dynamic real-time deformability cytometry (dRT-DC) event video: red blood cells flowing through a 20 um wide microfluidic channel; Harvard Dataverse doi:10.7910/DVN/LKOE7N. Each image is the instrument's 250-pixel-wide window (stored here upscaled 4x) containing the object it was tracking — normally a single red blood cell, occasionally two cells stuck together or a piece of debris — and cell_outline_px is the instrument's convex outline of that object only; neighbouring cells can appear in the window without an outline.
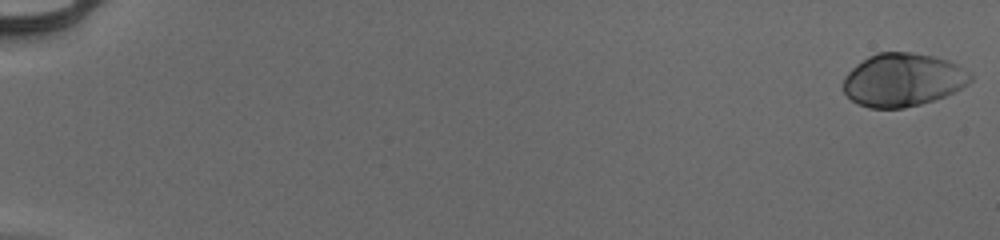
{"species": "human", "species_latin": "Homo sapiens", "temperature_condition": "cold", "stored_images_in_passage": 55, "camera_frame_rate_fps": 3000, "um_per_image_px": 0.085, "donor": {"sex": "male"}, "frame": {"image": 1, "passage_image": 1, "time_ms": 0.0, "image_size_px": [1000, 240], "cell_outline_px": [[972, 80], [968, 84], [944, 96], [920, 104], [904, 108], [868, 108], [852, 100], [844, 92], [844, 76], [856, 64], [868, 56], [876, 52], [912, 52], [936, 56], [948, 60], [972, 72]], "centroid_in_image_um": [76.75, 6.77], "position_along_channel_um": 8.3, "area_um2": 39.48}}
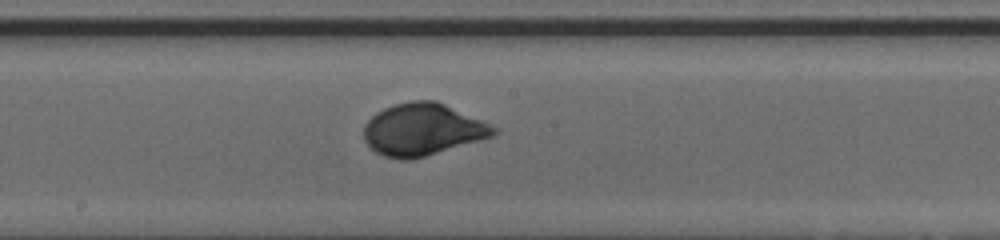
{"frame": {"image": 2, "passage_image": 32, "time_ms": 10.333, "image_size_px": [1000, 240], "cell_outline_px": [[496, 132], [492, 136], [480, 140], [424, 156], [408, 160], [400, 160], [384, 156], [376, 152], [364, 140], [364, 124], [376, 112], [384, 108], [396, 104], [412, 100], [436, 100], [480, 120], [496, 128]], "centroid_in_image_um": [35.87, 11.01], "position_along_channel_um": 212.3, "area_um2": 38.84}}
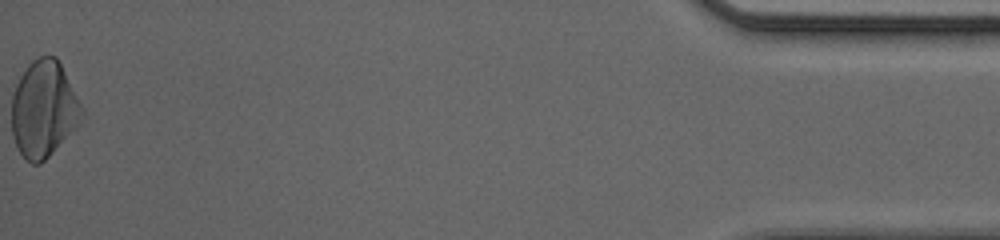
{"frame": {"image": 3, "passage_image": 55, "time_ms": 18.0, "image_size_px": [1000, 240], "cell_outline_px": [[84, 112], [76, 124], [52, 152], [40, 164], [32, 164], [20, 152], [12, 136], [12, 92], [20, 76], [28, 64], [32, 60], [40, 56], [56, 56], [84, 108]], "centroid_in_image_um": [3.68, 9.23], "position_along_channel_um": 431.5, "area_um2": 38.84}, "authors_computed_cell_mechanics": {"area_um2": 38.3792, "velocity_mm_per_s": 3.9412, "shape_relaxation_time_tau1_ms": 2.8537, "shape_relaxation_time_tau2_ms": null, "deformation_change_tau1": 0.1564, "deformation_change_tau2": null}}